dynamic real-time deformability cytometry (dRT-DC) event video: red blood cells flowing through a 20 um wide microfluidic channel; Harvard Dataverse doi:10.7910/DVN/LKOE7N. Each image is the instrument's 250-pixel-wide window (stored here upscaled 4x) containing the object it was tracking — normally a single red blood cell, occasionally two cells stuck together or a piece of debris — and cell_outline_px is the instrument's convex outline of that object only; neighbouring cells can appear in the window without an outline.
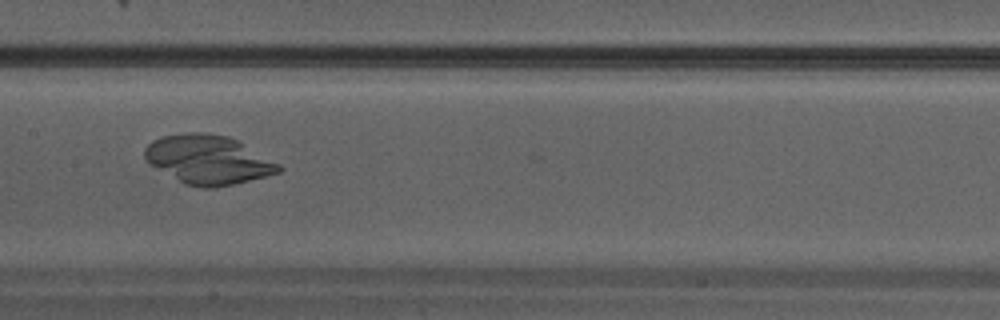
{"species": "Egyptian fruit bat (a non-hibernating species)", "species_latin": "Rousettus aegyptiacus", "temperature_condition": "warm", "stored_images_in_passage": 24, "camera_frame_rate_fps": 3000, "um_per_image_px": 0.085, "animal": {"sex": "male"}, "frame": {"image": 1, "passage_image": 14, "time_ms": 4.333, "image_size_px": [1000, 320], "cell_outline_px": [[284, 168], [280, 172], [232, 184], [212, 188], [204, 188], [184, 184], [144, 160], [144, 148], [152, 140], [164, 136], [188, 132], [204, 132], [228, 136], [236, 140], [280, 164]], "centroid_in_image_um": [17.67, 13.56], "position_along_channel_um": 189.7, "area_um2": 37.86}}